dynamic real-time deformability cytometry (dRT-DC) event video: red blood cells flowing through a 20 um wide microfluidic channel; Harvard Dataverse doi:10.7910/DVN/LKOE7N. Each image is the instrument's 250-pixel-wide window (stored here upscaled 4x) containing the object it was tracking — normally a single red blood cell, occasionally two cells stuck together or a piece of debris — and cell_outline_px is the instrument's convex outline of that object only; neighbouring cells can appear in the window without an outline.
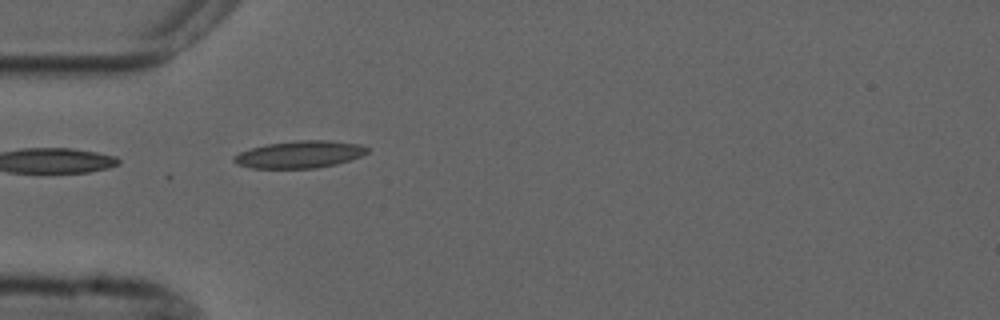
{"species": "common noctule bat (a hibernating species)", "species_latin": "Nyctalus noctula", "temperature_condition": "cold", "stored_images_in_passage": 7, "camera_frame_rate_fps": 3000, "um_per_image_px": 0.085, "animal": {"sex": "male", "forearm_length_mm": 52.5}, "frame": {"image": 1, "passage_image": 2, "time_ms": 1.0, "image_size_px": [1000, 320], "cell_outline_px": [[368, 152], [360, 156], [336, 164], [316, 168], [252, 168], [236, 164], [232, 160], [232, 156], [240, 152], [252, 148], [268, 144], [300, 140], [328, 140], [360, 144], [368, 148]], "centroid_in_image_um": [25.45, 13.13], "position_along_channel_um": 59.6, "area_um2": 20.98}}
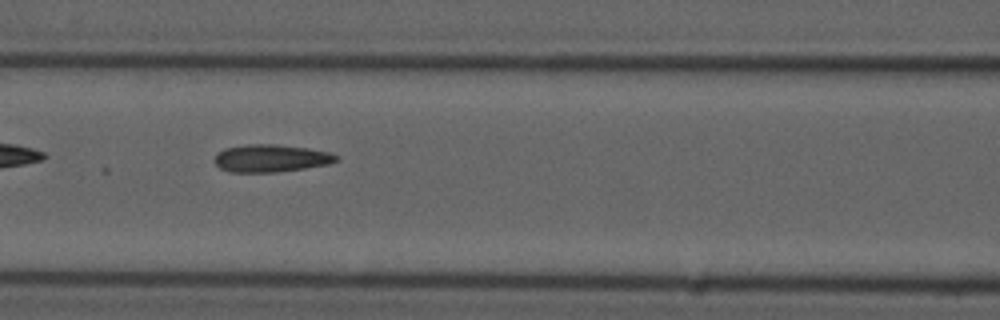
{"frame": {"image": 2, "passage_image": 4, "time_ms": 3.333, "image_size_px": [1000, 320], "cell_outline_px": [[340, 160], [328, 164], [304, 168], [276, 172], [228, 172], [220, 168], [212, 160], [216, 152], [224, 148], [248, 144], [276, 144], [308, 148], [332, 152], [340, 156]], "centroid_in_image_um": [23.02, 13.44], "position_along_channel_um": 143.6, "area_um2": 19.88}}
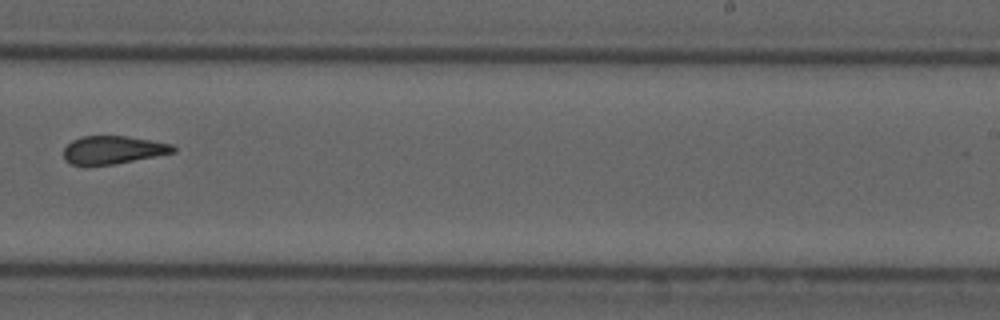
{"frame": {"image": 3, "passage_image": 7, "time_ms": 7.0, "image_size_px": [1000, 320], "cell_outline_px": [[176, 152], [112, 164], [68, 164], [64, 160], [64, 148], [72, 140], [84, 136], [128, 136], [172, 144], [176, 148]], "centroid_in_image_um": [9.6, 12.73], "position_along_channel_um": 279.4, "area_um2": 17.63}}